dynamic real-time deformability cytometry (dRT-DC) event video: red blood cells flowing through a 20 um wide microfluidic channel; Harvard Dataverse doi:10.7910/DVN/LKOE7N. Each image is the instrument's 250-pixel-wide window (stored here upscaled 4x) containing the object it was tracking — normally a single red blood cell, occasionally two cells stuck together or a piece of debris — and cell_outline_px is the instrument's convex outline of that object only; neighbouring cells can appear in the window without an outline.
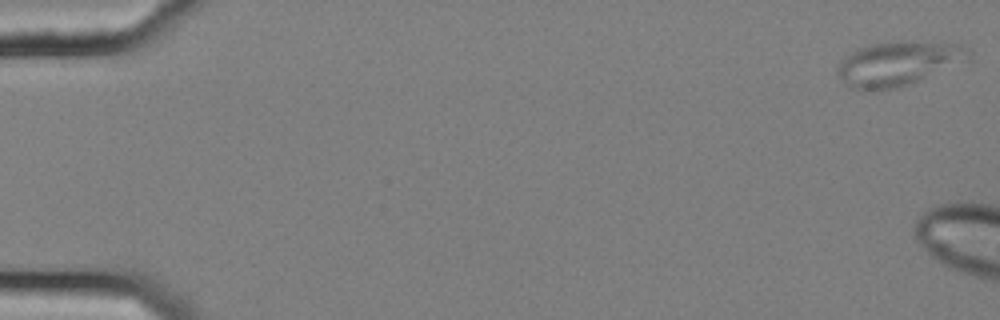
{"species": "common noctule bat (a hibernating species)", "species_latin": "Nyctalus noctula", "temperature_condition": "cold", "stored_images_in_passage": 2, "camera_frame_rate_fps": 3000, "um_per_image_px": 0.085, "animal": {"sex": "female", "body_mass_g": 25.1}, "frame": {"image": 1, "passage_image": 1, "time_ms": 0.0, "image_size_px": [1000, 320], "cell_outline_px": [[972, 60], [908, 84], [896, 88], [852, 88], [836, 72], [836, 68], [840, 60], [844, 56], [856, 48], [872, 44], [896, 40], [912, 40], [964, 44], [972, 52]], "centroid_in_image_um": [76.45, 5.33], "position_along_channel_um": 8.6, "area_um2": 34.16}}